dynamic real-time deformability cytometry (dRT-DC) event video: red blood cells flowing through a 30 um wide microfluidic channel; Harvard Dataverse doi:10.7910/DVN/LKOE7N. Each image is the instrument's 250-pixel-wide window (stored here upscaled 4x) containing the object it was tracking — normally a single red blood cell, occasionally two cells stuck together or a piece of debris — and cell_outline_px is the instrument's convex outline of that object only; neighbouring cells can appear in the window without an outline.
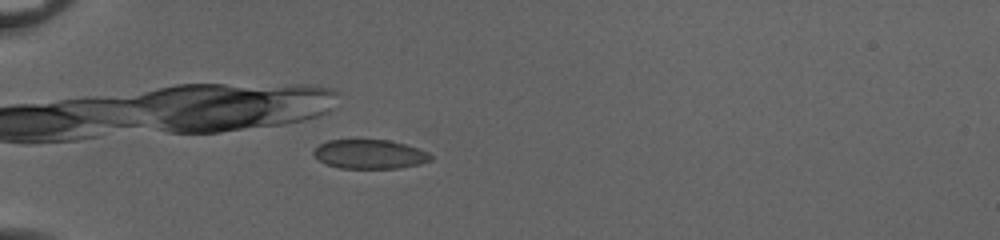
{"species": "common noctule bat (a hibernating species)", "species_latin": "Nyctalus noctula", "temperature_condition": "cold", "stored_images_in_passage": 50, "camera_frame_rate_fps": 3000, "um_per_image_px": 0.085, "animal": {"sex": "female", "body_mass_g": 20.0, "forearm_length_mm": 54.0}, "frame": {"image": 1, "passage_image": 19, "time_ms": 6.0, "image_size_px": [1000, 240], "cell_outline_px": [[432, 160], [420, 164], [400, 168], [340, 168], [328, 164], [320, 160], [312, 152], [320, 144], [328, 140], [388, 140], [404, 144], [428, 152], [432, 156]], "centroid_in_image_um": [31.45, 13.11], "position_along_channel_um": 53.5, "area_um2": 19.65}}
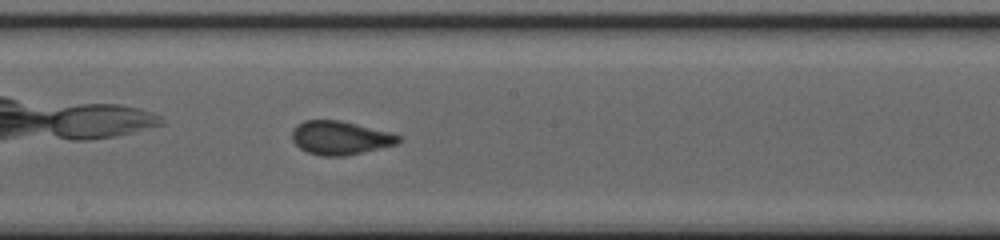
{"frame": {"image": 2, "passage_image": 33, "time_ms": 10.667, "image_size_px": [1000, 240], "cell_outline_px": [[404, 140], [396, 144], [364, 152], [344, 156], [324, 156], [308, 152], [300, 148], [292, 140], [292, 128], [296, 124], [304, 120], [340, 120], [392, 132], [400, 136]], "centroid_in_image_um": [28.93, 11.7], "position_along_channel_um": 219.3, "area_um2": 21.04}}
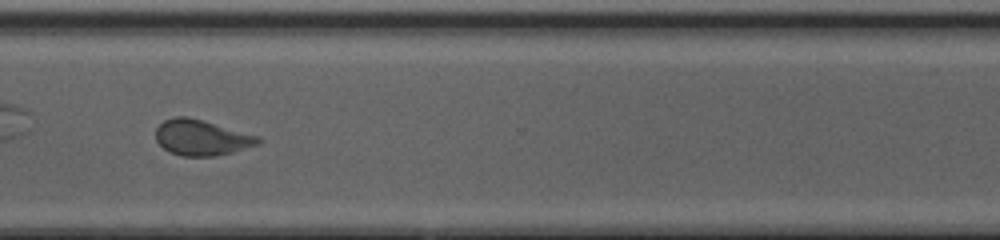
{"frame": {"image": 3, "passage_image": 43, "time_ms": 14.0, "image_size_px": [1000, 240], "cell_outline_px": [[260, 144], [232, 152], [216, 156], [180, 156], [168, 152], [156, 140], [156, 128], [164, 120], [176, 116], [188, 116], [204, 120], [260, 136]], "centroid_in_image_um": [17.13, 11.69], "position_along_channel_um": 353.5, "area_um2": 21.44}, "authors_computed_cell_mechanics": {"area_um2": 20.9236, "velocity_mm_per_s": 4.0437, "shape_relaxation_time_tau1_ms": 7.0145, "shape_relaxation_time_tau2_ms": 0.6812, "deformation_change_tau1": 0.1278, "deformation_change_tau2": 0.0596}}